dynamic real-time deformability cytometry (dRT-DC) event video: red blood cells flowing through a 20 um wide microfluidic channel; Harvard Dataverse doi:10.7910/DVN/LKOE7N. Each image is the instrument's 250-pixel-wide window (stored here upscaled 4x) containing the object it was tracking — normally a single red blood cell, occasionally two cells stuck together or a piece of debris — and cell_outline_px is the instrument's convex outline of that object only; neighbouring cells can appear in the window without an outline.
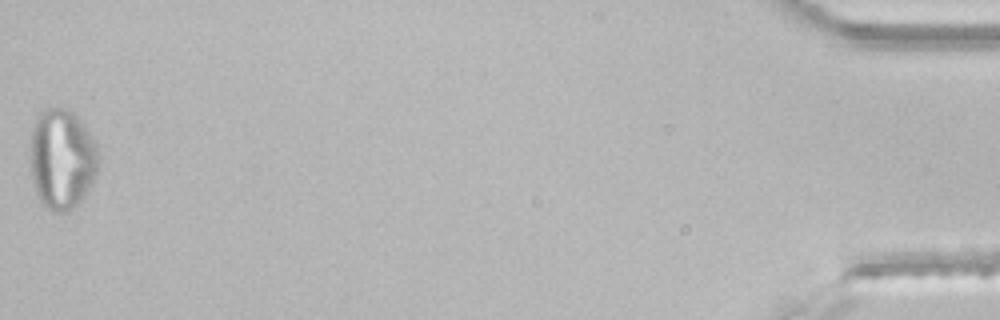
{"species": "common noctule bat (a hibernating species)", "species_latin": "Nyctalus noctula", "temperature_condition": "room temperature", "stored_images_in_passage": 46, "segment_of_instrument_passage": [2, 2], "camera_frame_rate_fps": 3000, "um_per_image_px": 0.085, "animal": {"sex": "male", "body_mass_g": 21.5, "forearm_length_mm": 52.0}, "frame": {"image": 1, "passage_image": 46, "time_ms": 15.0, "image_size_px": [1000, 320], "cell_outline_px": [[100, 160], [96, 172], [84, 196], [68, 212], [52, 212], [44, 208], [36, 192], [32, 176], [32, 132], [36, 120], [40, 112], [44, 108], [68, 108], [84, 124], [92, 136], [100, 152]], "centroid_in_image_um": [5.3, 13.52], "position_along_channel_um": 429.9, "area_um2": 39.71}}